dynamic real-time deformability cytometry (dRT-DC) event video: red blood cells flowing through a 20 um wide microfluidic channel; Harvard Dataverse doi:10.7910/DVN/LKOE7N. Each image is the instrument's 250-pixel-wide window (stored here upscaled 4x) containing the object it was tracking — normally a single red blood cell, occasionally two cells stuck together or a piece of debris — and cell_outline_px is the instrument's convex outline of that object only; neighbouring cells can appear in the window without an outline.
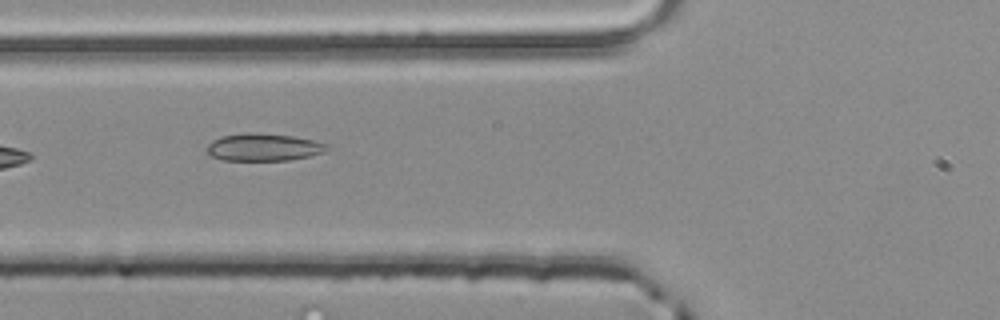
{"species": "common noctule bat (a hibernating species)", "species_latin": "Nyctalus noctula", "temperature_condition": "room temperature", "stored_images_in_passage": 4, "camera_frame_rate_fps": 3000, "um_per_image_px": 0.085, "animal": {"sex": "male", "body_mass_g": 20.4}, "frame": {"image": 1, "passage_image": 4, "time_ms": 1.0, "image_size_px": [1000, 320], "cell_outline_px": [[332, 148], [324, 152], [308, 156], [288, 160], [220, 160], [212, 156], [204, 148], [212, 140], [220, 136], [244, 132], [248, 132], [292, 136], [316, 140], [328, 144]], "centroid_in_image_um": [22.4, 12.5], "position_along_channel_um": 103.4, "area_um2": 19.42}}